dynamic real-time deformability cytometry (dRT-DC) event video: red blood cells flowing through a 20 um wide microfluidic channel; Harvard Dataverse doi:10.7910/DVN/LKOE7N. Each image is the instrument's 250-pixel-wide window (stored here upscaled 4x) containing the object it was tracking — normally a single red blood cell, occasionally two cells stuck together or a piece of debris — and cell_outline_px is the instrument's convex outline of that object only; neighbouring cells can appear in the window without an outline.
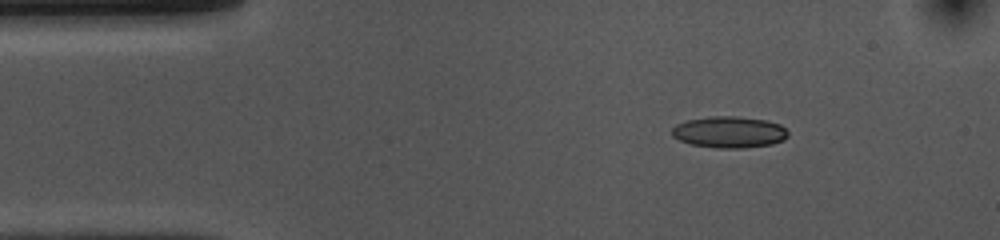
{"species": "common noctule bat (a hibernating species)", "species_latin": "Nyctalus noctula", "temperature_condition": "cold", "stored_images_in_passage": 47, "camera_frame_rate_fps": 3000, "um_per_image_px": 0.085, "animal": {"sex": "female", "body_mass_g": 10.0, "forearm_length_mm": 53.1}, "frame": {"image": 1, "passage_image": 1, "time_ms": 0.0, "image_size_px": [1000, 240], "cell_outline_px": [[788, 136], [784, 140], [772, 144], [744, 148], [716, 148], [692, 144], [680, 140], [672, 136], [672, 128], [676, 124], [688, 120], [712, 116], [736, 116], [764, 120], [780, 124], [788, 132]], "centroid_in_image_um": [61.99, 11.23], "position_along_channel_um": 23.0, "area_um2": 21.21}}
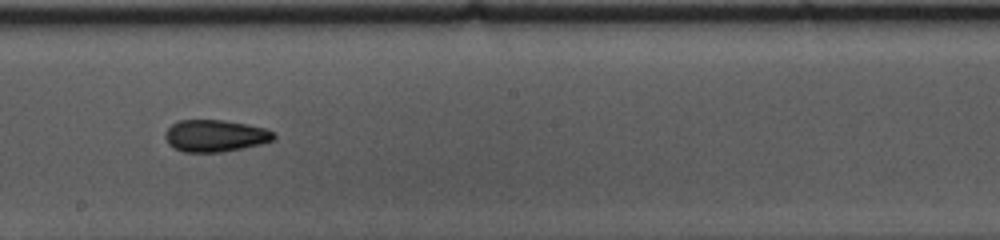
{"frame": {"image": 2, "passage_image": 22, "time_ms": 7.0, "image_size_px": [1000, 240], "cell_outline_px": [[276, 140], [260, 144], [220, 152], [184, 152], [172, 148], [168, 144], [164, 136], [164, 132], [172, 124], [180, 120], [224, 120], [248, 124], [264, 128], [276, 132]], "centroid_in_image_um": [18.29, 11.54], "position_along_channel_um": 229.9, "area_um2": 20.4}}
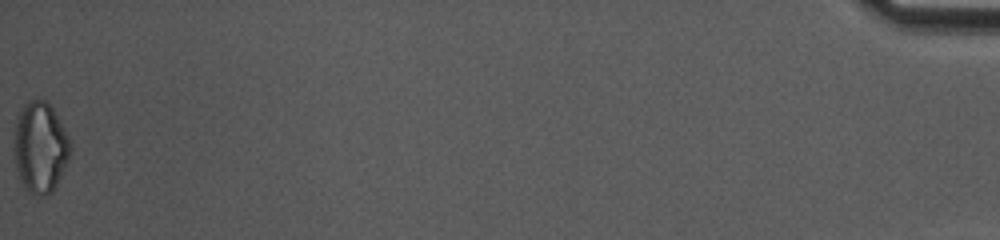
{"frame": {"image": 3, "passage_image": 47, "time_ms": 15.333, "image_size_px": [1000, 240], "cell_outline_px": [[72, 148], [68, 160], [52, 192], [44, 196], [40, 196], [28, 192], [24, 188], [20, 180], [16, 168], [16, 120], [24, 104], [28, 100], [44, 100], [52, 108], [64, 128], [72, 144]], "centroid_in_image_um": [3.44, 12.55], "position_along_channel_um": 431.8, "area_um2": 29.25}, "authors_computed_cell_mechanics": {"area_um2": 20.6346, "velocity_mm_per_s": 3.7109, "shape_relaxation_time_tau1_ms": 6.5265, "shape_relaxation_time_tau2_ms": 3.9732, "deformation_change_tau1": 0.1211, "deformation_change_tau2": 0.1095}}